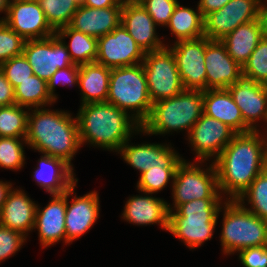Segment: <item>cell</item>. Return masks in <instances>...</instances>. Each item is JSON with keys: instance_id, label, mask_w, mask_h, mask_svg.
<instances>
[{"instance_id": "23", "label": "cell", "mask_w": 267, "mask_h": 267, "mask_svg": "<svg viewBox=\"0 0 267 267\" xmlns=\"http://www.w3.org/2000/svg\"><path fill=\"white\" fill-rule=\"evenodd\" d=\"M125 204L123 219L136 225L160 224L168 231L170 211L173 209L166 201L152 196H133Z\"/></svg>"}, {"instance_id": "19", "label": "cell", "mask_w": 267, "mask_h": 267, "mask_svg": "<svg viewBox=\"0 0 267 267\" xmlns=\"http://www.w3.org/2000/svg\"><path fill=\"white\" fill-rule=\"evenodd\" d=\"M227 89L240 108L244 123L252 131L259 130L256 120L263 119L267 123V85L242 77Z\"/></svg>"}, {"instance_id": "28", "label": "cell", "mask_w": 267, "mask_h": 267, "mask_svg": "<svg viewBox=\"0 0 267 267\" xmlns=\"http://www.w3.org/2000/svg\"><path fill=\"white\" fill-rule=\"evenodd\" d=\"M263 37L261 23L257 19L238 26L221 41L225 45L227 53L243 67Z\"/></svg>"}, {"instance_id": "13", "label": "cell", "mask_w": 267, "mask_h": 267, "mask_svg": "<svg viewBox=\"0 0 267 267\" xmlns=\"http://www.w3.org/2000/svg\"><path fill=\"white\" fill-rule=\"evenodd\" d=\"M172 51L184 89L206 90L204 64L207 37L175 41Z\"/></svg>"}, {"instance_id": "16", "label": "cell", "mask_w": 267, "mask_h": 267, "mask_svg": "<svg viewBox=\"0 0 267 267\" xmlns=\"http://www.w3.org/2000/svg\"><path fill=\"white\" fill-rule=\"evenodd\" d=\"M206 90L227 89L242 78V67L227 53L221 40H209L205 49Z\"/></svg>"}, {"instance_id": "26", "label": "cell", "mask_w": 267, "mask_h": 267, "mask_svg": "<svg viewBox=\"0 0 267 267\" xmlns=\"http://www.w3.org/2000/svg\"><path fill=\"white\" fill-rule=\"evenodd\" d=\"M38 162L33 178L51 195L63 194L78 182L73 174V167L64 160L44 154Z\"/></svg>"}, {"instance_id": "29", "label": "cell", "mask_w": 267, "mask_h": 267, "mask_svg": "<svg viewBox=\"0 0 267 267\" xmlns=\"http://www.w3.org/2000/svg\"><path fill=\"white\" fill-rule=\"evenodd\" d=\"M197 12L178 3L166 25L176 36V41L196 39L204 36V17L197 7Z\"/></svg>"}, {"instance_id": "24", "label": "cell", "mask_w": 267, "mask_h": 267, "mask_svg": "<svg viewBox=\"0 0 267 267\" xmlns=\"http://www.w3.org/2000/svg\"><path fill=\"white\" fill-rule=\"evenodd\" d=\"M203 113L225 123L236 134L252 131L244 123L241 110L228 89L204 90Z\"/></svg>"}, {"instance_id": "10", "label": "cell", "mask_w": 267, "mask_h": 267, "mask_svg": "<svg viewBox=\"0 0 267 267\" xmlns=\"http://www.w3.org/2000/svg\"><path fill=\"white\" fill-rule=\"evenodd\" d=\"M65 43L56 34L25 41L23 55L32 67L33 74L48 82L58 69L72 66L74 63Z\"/></svg>"}, {"instance_id": "1", "label": "cell", "mask_w": 267, "mask_h": 267, "mask_svg": "<svg viewBox=\"0 0 267 267\" xmlns=\"http://www.w3.org/2000/svg\"><path fill=\"white\" fill-rule=\"evenodd\" d=\"M260 130L237 133L213 164L220 194L237 200L259 173L266 169L263 136ZM231 196V197H230Z\"/></svg>"}, {"instance_id": "2", "label": "cell", "mask_w": 267, "mask_h": 267, "mask_svg": "<svg viewBox=\"0 0 267 267\" xmlns=\"http://www.w3.org/2000/svg\"><path fill=\"white\" fill-rule=\"evenodd\" d=\"M26 145L42 154L71 160L81 147L77 118L69 112L35 108L28 114Z\"/></svg>"}, {"instance_id": "20", "label": "cell", "mask_w": 267, "mask_h": 267, "mask_svg": "<svg viewBox=\"0 0 267 267\" xmlns=\"http://www.w3.org/2000/svg\"><path fill=\"white\" fill-rule=\"evenodd\" d=\"M127 140L118 153L131 167L139 170L142 174L150 167H178L183 160L178 153L166 145L161 144H141L129 145Z\"/></svg>"}, {"instance_id": "53", "label": "cell", "mask_w": 267, "mask_h": 267, "mask_svg": "<svg viewBox=\"0 0 267 267\" xmlns=\"http://www.w3.org/2000/svg\"><path fill=\"white\" fill-rule=\"evenodd\" d=\"M123 1H139V0H123Z\"/></svg>"}, {"instance_id": "52", "label": "cell", "mask_w": 267, "mask_h": 267, "mask_svg": "<svg viewBox=\"0 0 267 267\" xmlns=\"http://www.w3.org/2000/svg\"><path fill=\"white\" fill-rule=\"evenodd\" d=\"M20 1H23V2H36V3H39L40 0H20Z\"/></svg>"}, {"instance_id": "49", "label": "cell", "mask_w": 267, "mask_h": 267, "mask_svg": "<svg viewBox=\"0 0 267 267\" xmlns=\"http://www.w3.org/2000/svg\"><path fill=\"white\" fill-rule=\"evenodd\" d=\"M13 0H0V12H5Z\"/></svg>"}, {"instance_id": "6", "label": "cell", "mask_w": 267, "mask_h": 267, "mask_svg": "<svg viewBox=\"0 0 267 267\" xmlns=\"http://www.w3.org/2000/svg\"><path fill=\"white\" fill-rule=\"evenodd\" d=\"M106 102L128 113L141 125L148 118L152 101L149 97L143 64L112 68Z\"/></svg>"}, {"instance_id": "3", "label": "cell", "mask_w": 267, "mask_h": 267, "mask_svg": "<svg viewBox=\"0 0 267 267\" xmlns=\"http://www.w3.org/2000/svg\"><path fill=\"white\" fill-rule=\"evenodd\" d=\"M76 118L80 145L87 142L118 152L132 133L141 132L133 116L108 102L81 105Z\"/></svg>"}, {"instance_id": "45", "label": "cell", "mask_w": 267, "mask_h": 267, "mask_svg": "<svg viewBox=\"0 0 267 267\" xmlns=\"http://www.w3.org/2000/svg\"><path fill=\"white\" fill-rule=\"evenodd\" d=\"M230 0H200L198 3L199 10L203 17L207 14L221 9Z\"/></svg>"}, {"instance_id": "17", "label": "cell", "mask_w": 267, "mask_h": 267, "mask_svg": "<svg viewBox=\"0 0 267 267\" xmlns=\"http://www.w3.org/2000/svg\"><path fill=\"white\" fill-rule=\"evenodd\" d=\"M76 184L75 182L66 191L65 229L67 244L85 234L98 219L100 211L99 197L96 191H91L82 197L75 196L69 204L68 197L75 193Z\"/></svg>"}, {"instance_id": "46", "label": "cell", "mask_w": 267, "mask_h": 267, "mask_svg": "<svg viewBox=\"0 0 267 267\" xmlns=\"http://www.w3.org/2000/svg\"><path fill=\"white\" fill-rule=\"evenodd\" d=\"M83 5L91 8L123 6V0H85Z\"/></svg>"}, {"instance_id": "4", "label": "cell", "mask_w": 267, "mask_h": 267, "mask_svg": "<svg viewBox=\"0 0 267 267\" xmlns=\"http://www.w3.org/2000/svg\"><path fill=\"white\" fill-rule=\"evenodd\" d=\"M203 114V91L184 89L178 95L152 104L148 118L141 125V132L148 135L167 134L188 130Z\"/></svg>"}, {"instance_id": "22", "label": "cell", "mask_w": 267, "mask_h": 267, "mask_svg": "<svg viewBox=\"0 0 267 267\" xmlns=\"http://www.w3.org/2000/svg\"><path fill=\"white\" fill-rule=\"evenodd\" d=\"M53 199L44 209L37 206L34 229L39 231L41 245L48 247L60 240L66 243L65 213L66 192L53 194Z\"/></svg>"}, {"instance_id": "12", "label": "cell", "mask_w": 267, "mask_h": 267, "mask_svg": "<svg viewBox=\"0 0 267 267\" xmlns=\"http://www.w3.org/2000/svg\"><path fill=\"white\" fill-rule=\"evenodd\" d=\"M261 0H230L204 17V36L221 40L238 26L257 20Z\"/></svg>"}, {"instance_id": "18", "label": "cell", "mask_w": 267, "mask_h": 267, "mask_svg": "<svg viewBox=\"0 0 267 267\" xmlns=\"http://www.w3.org/2000/svg\"><path fill=\"white\" fill-rule=\"evenodd\" d=\"M121 24L145 53L166 47L156 35L157 25L139 1H123Z\"/></svg>"}, {"instance_id": "27", "label": "cell", "mask_w": 267, "mask_h": 267, "mask_svg": "<svg viewBox=\"0 0 267 267\" xmlns=\"http://www.w3.org/2000/svg\"><path fill=\"white\" fill-rule=\"evenodd\" d=\"M111 68L96 62L79 65L78 85L82 105L106 102L109 92Z\"/></svg>"}, {"instance_id": "44", "label": "cell", "mask_w": 267, "mask_h": 267, "mask_svg": "<svg viewBox=\"0 0 267 267\" xmlns=\"http://www.w3.org/2000/svg\"><path fill=\"white\" fill-rule=\"evenodd\" d=\"M15 103L14 88L6 79L4 72L0 69V107Z\"/></svg>"}, {"instance_id": "39", "label": "cell", "mask_w": 267, "mask_h": 267, "mask_svg": "<svg viewBox=\"0 0 267 267\" xmlns=\"http://www.w3.org/2000/svg\"><path fill=\"white\" fill-rule=\"evenodd\" d=\"M0 69L4 72L6 79L12 84L13 88L33 75L32 67L23 53L2 63Z\"/></svg>"}, {"instance_id": "9", "label": "cell", "mask_w": 267, "mask_h": 267, "mask_svg": "<svg viewBox=\"0 0 267 267\" xmlns=\"http://www.w3.org/2000/svg\"><path fill=\"white\" fill-rule=\"evenodd\" d=\"M147 52L143 68L152 103L174 97L184 90L175 57L169 47Z\"/></svg>"}, {"instance_id": "32", "label": "cell", "mask_w": 267, "mask_h": 267, "mask_svg": "<svg viewBox=\"0 0 267 267\" xmlns=\"http://www.w3.org/2000/svg\"><path fill=\"white\" fill-rule=\"evenodd\" d=\"M28 114L17 104L0 107V137L26 138Z\"/></svg>"}, {"instance_id": "43", "label": "cell", "mask_w": 267, "mask_h": 267, "mask_svg": "<svg viewBox=\"0 0 267 267\" xmlns=\"http://www.w3.org/2000/svg\"><path fill=\"white\" fill-rule=\"evenodd\" d=\"M239 259L244 267H267V245L241 250Z\"/></svg>"}, {"instance_id": "25", "label": "cell", "mask_w": 267, "mask_h": 267, "mask_svg": "<svg viewBox=\"0 0 267 267\" xmlns=\"http://www.w3.org/2000/svg\"><path fill=\"white\" fill-rule=\"evenodd\" d=\"M37 204L21 189H12L0 213V224L27 237L34 229Z\"/></svg>"}, {"instance_id": "50", "label": "cell", "mask_w": 267, "mask_h": 267, "mask_svg": "<svg viewBox=\"0 0 267 267\" xmlns=\"http://www.w3.org/2000/svg\"><path fill=\"white\" fill-rule=\"evenodd\" d=\"M263 143H264V163L267 168V137L265 139L263 137Z\"/></svg>"}, {"instance_id": "7", "label": "cell", "mask_w": 267, "mask_h": 267, "mask_svg": "<svg viewBox=\"0 0 267 267\" xmlns=\"http://www.w3.org/2000/svg\"><path fill=\"white\" fill-rule=\"evenodd\" d=\"M221 245L224 254L267 245V220L244 208L237 200L223 203Z\"/></svg>"}, {"instance_id": "47", "label": "cell", "mask_w": 267, "mask_h": 267, "mask_svg": "<svg viewBox=\"0 0 267 267\" xmlns=\"http://www.w3.org/2000/svg\"><path fill=\"white\" fill-rule=\"evenodd\" d=\"M267 2V0H266ZM262 32L265 37H267V3H263L261 0L260 7H259V18Z\"/></svg>"}, {"instance_id": "36", "label": "cell", "mask_w": 267, "mask_h": 267, "mask_svg": "<svg viewBox=\"0 0 267 267\" xmlns=\"http://www.w3.org/2000/svg\"><path fill=\"white\" fill-rule=\"evenodd\" d=\"M177 167H150L140 174L137 189L145 195L157 193L167 186L170 179H174Z\"/></svg>"}, {"instance_id": "14", "label": "cell", "mask_w": 267, "mask_h": 267, "mask_svg": "<svg viewBox=\"0 0 267 267\" xmlns=\"http://www.w3.org/2000/svg\"><path fill=\"white\" fill-rule=\"evenodd\" d=\"M235 134L225 123L203 113L192 127L188 139L198 162L204 163L210 157L215 156L216 159Z\"/></svg>"}, {"instance_id": "40", "label": "cell", "mask_w": 267, "mask_h": 267, "mask_svg": "<svg viewBox=\"0 0 267 267\" xmlns=\"http://www.w3.org/2000/svg\"><path fill=\"white\" fill-rule=\"evenodd\" d=\"M156 25L166 26L174 12L177 0H139Z\"/></svg>"}, {"instance_id": "30", "label": "cell", "mask_w": 267, "mask_h": 267, "mask_svg": "<svg viewBox=\"0 0 267 267\" xmlns=\"http://www.w3.org/2000/svg\"><path fill=\"white\" fill-rule=\"evenodd\" d=\"M55 34L61 40L70 37V43L66 44V47L74 64L81 65L96 61L97 38L74 30L69 25L58 29Z\"/></svg>"}, {"instance_id": "42", "label": "cell", "mask_w": 267, "mask_h": 267, "mask_svg": "<svg viewBox=\"0 0 267 267\" xmlns=\"http://www.w3.org/2000/svg\"><path fill=\"white\" fill-rule=\"evenodd\" d=\"M79 65L73 64L63 69H58L47 82L48 92L54 100H57L55 95V86L60 85H75L78 84Z\"/></svg>"}, {"instance_id": "38", "label": "cell", "mask_w": 267, "mask_h": 267, "mask_svg": "<svg viewBox=\"0 0 267 267\" xmlns=\"http://www.w3.org/2000/svg\"><path fill=\"white\" fill-rule=\"evenodd\" d=\"M25 39L12 30L3 20L0 21V65L11 58L21 55Z\"/></svg>"}, {"instance_id": "35", "label": "cell", "mask_w": 267, "mask_h": 267, "mask_svg": "<svg viewBox=\"0 0 267 267\" xmlns=\"http://www.w3.org/2000/svg\"><path fill=\"white\" fill-rule=\"evenodd\" d=\"M242 77L267 85V37H263L242 67Z\"/></svg>"}, {"instance_id": "8", "label": "cell", "mask_w": 267, "mask_h": 267, "mask_svg": "<svg viewBox=\"0 0 267 267\" xmlns=\"http://www.w3.org/2000/svg\"><path fill=\"white\" fill-rule=\"evenodd\" d=\"M201 168L184 159L178 165L172 181L174 210L195 199H222L213 162L205 171Z\"/></svg>"}, {"instance_id": "34", "label": "cell", "mask_w": 267, "mask_h": 267, "mask_svg": "<svg viewBox=\"0 0 267 267\" xmlns=\"http://www.w3.org/2000/svg\"><path fill=\"white\" fill-rule=\"evenodd\" d=\"M47 23L56 32L71 23L78 5L74 0H40Z\"/></svg>"}, {"instance_id": "33", "label": "cell", "mask_w": 267, "mask_h": 267, "mask_svg": "<svg viewBox=\"0 0 267 267\" xmlns=\"http://www.w3.org/2000/svg\"><path fill=\"white\" fill-rule=\"evenodd\" d=\"M244 200L251 204L249 209L245 207ZM237 201L253 214L267 220V168L257 175Z\"/></svg>"}, {"instance_id": "15", "label": "cell", "mask_w": 267, "mask_h": 267, "mask_svg": "<svg viewBox=\"0 0 267 267\" xmlns=\"http://www.w3.org/2000/svg\"><path fill=\"white\" fill-rule=\"evenodd\" d=\"M5 13L6 16L1 19L26 41L43 39L55 34L47 23L39 3L13 0Z\"/></svg>"}, {"instance_id": "31", "label": "cell", "mask_w": 267, "mask_h": 267, "mask_svg": "<svg viewBox=\"0 0 267 267\" xmlns=\"http://www.w3.org/2000/svg\"><path fill=\"white\" fill-rule=\"evenodd\" d=\"M15 103L25 107L28 111L32 108L45 107L47 104L55 103L48 92V84L37 75L29 76L14 88Z\"/></svg>"}, {"instance_id": "5", "label": "cell", "mask_w": 267, "mask_h": 267, "mask_svg": "<svg viewBox=\"0 0 267 267\" xmlns=\"http://www.w3.org/2000/svg\"><path fill=\"white\" fill-rule=\"evenodd\" d=\"M222 199H195L170 211L168 231L189 248H198L213 236Z\"/></svg>"}, {"instance_id": "21", "label": "cell", "mask_w": 267, "mask_h": 267, "mask_svg": "<svg viewBox=\"0 0 267 267\" xmlns=\"http://www.w3.org/2000/svg\"><path fill=\"white\" fill-rule=\"evenodd\" d=\"M122 7L91 8L84 5L78 6L69 26L95 38L102 37L111 33L121 24Z\"/></svg>"}, {"instance_id": "48", "label": "cell", "mask_w": 267, "mask_h": 267, "mask_svg": "<svg viewBox=\"0 0 267 267\" xmlns=\"http://www.w3.org/2000/svg\"><path fill=\"white\" fill-rule=\"evenodd\" d=\"M12 184L10 182L0 181V213L4 202L7 200L8 194L12 190Z\"/></svg>"}, {"instance_id": "51", "label": "cell", "mask_w": 267, "mask_h": 267, "mask_svg": "<svg viewBox=\"0 0 267 267\" xmlns=\"http://www.w3.org/2000/svg\"><path fill=\"white\" fill-rule=\"evenodd\" d=\"M78 6H81L84 4L85 0H74Z\"/></svg>"}, {"instance_id": "41", "label": "cell", "mask_w": 267, "mask_h": 267, "mask_svg": "<svg viewBox=\"0 0 267 267\" xmlns=\"http://www.w3.org/2000/svg\"><path fill=\"white\" fill-rule=\"evenodd\" d=\"M24 241L26 236L0 224V262L20 251Z\"/></svg>"}, {"instance_id": "37", "label": "cell", "mask_w": 267, "mask_h": 267, "mask_svg": "<svg viewBox=\"0 0 267 267\" xmlns=\"http://www.w3.org/2000/svg\"><path fill=\"white\" fill-rule=\"evenodd\" d=\"M23 141L26 144L25 138L0 137V167L10 170L23 167L25 164Z\"/></svg>"}, {"instance_id": "11", "label": "cell", "mask_w": 267, "mask_h": 267, "mask_svg": "<svg viewBox=\"0 0 267 267\" xmlns=\"http://www.w3.org/2000/svg\"><path fill=\"white\" fill-rule=\"evenodd\" d=\"M145 54L124 26L120 24L111 33L97 38L95 62L111 69L134 66L143 63Z\"/></svg>"}]
</instances>
